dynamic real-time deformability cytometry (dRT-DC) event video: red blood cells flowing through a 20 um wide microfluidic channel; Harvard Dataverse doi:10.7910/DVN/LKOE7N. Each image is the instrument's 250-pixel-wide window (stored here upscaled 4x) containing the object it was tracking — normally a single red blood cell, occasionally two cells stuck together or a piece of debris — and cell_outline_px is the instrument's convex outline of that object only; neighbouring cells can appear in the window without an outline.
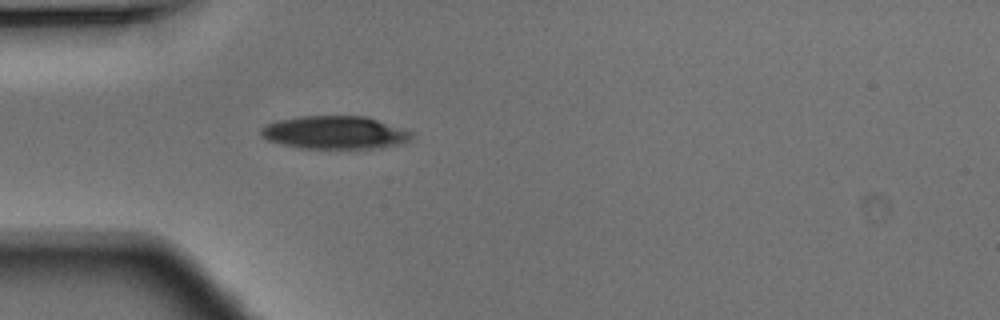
{"species": "Egyptian fruit bat (a non-hibernating species)", "species_latin": "Rousettus aegyptiacus", "temperature_condition": "warm", "stored_images_in_passage": 4, "segment_of_instrument_passage": [1, 2], "camera_frame_rate_fps": 3000, "um_per_image_px": 0.085, "animal": {"sex": "male"}, "frame": {"image": 1, "passage_image": 1, "time_ms": 0.0, "image_size_px": [1000, 320], "cell_outline_px": [[412, 140], [404, 144], [380, 148], [304, 148], [284, 144], [268, 140], [260, 136], [260, 128], [264, 124], [280, 120], [300, 116], [364, 116], [404, 128], [412, 132]], "centroid_in_image_um": [28.5, 11.26], "position_along_channel_um": 56.5, "area_um2": 29.07}}
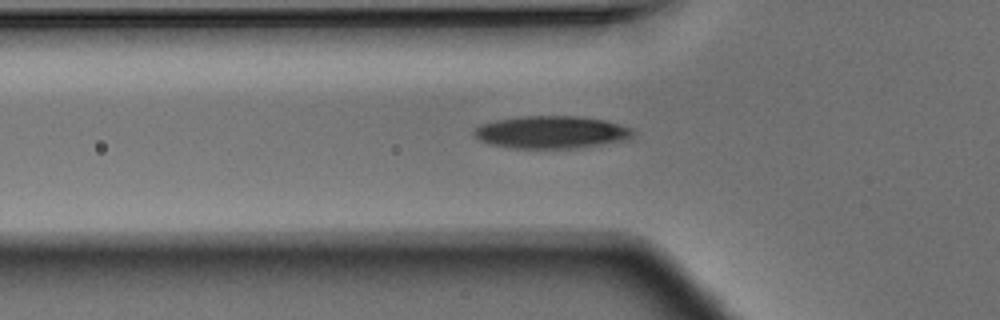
{"frame": {"image": 2, "passage_image": 3, "time_ms": 0.667, "image_size_px": [1000, 320], "cell_outline_px": [[484, 180], [452, 188], [264, 188], [256, 184], [256, 180], [268, 172], [304, 164], [464, 164], [480, 172]], "centroid_in_image_um": [31.54, 14.99], "position_along_channel_um": 94.3, "area_um2": 35.6}}